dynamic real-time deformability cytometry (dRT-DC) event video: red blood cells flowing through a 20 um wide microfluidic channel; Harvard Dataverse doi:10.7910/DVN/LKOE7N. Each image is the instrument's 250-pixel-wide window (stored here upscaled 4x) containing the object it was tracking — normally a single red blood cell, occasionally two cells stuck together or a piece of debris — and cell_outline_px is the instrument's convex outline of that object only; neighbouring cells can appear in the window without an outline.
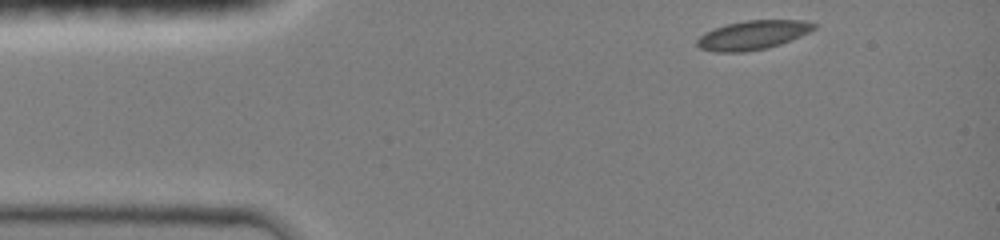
{"species": "common noctule bat (a hibernating species)", "species_latin": "Nyctalus noctula", "temperature_condition": "room temperature", "stored_images_in_passage": 14, "camera_frame_rate_fps": 3000, "um_per_image_px": 0.085, "animal": {"sex": "female", "body_mass_g": 19.0, "forearm_length_mm": 51.5}, "frame": {"image": 1, "passage_image": 1, "time_ms": 0.0, "image_size_px": [1000, 240], "cell_outline_px": [[816, 28], [800, 36], [780, 44], [768, 48], [744, 52], [716, 52], [700, 48], [696, 44], [696, 40], [704, 32], [712, 28], [728, 24], [748, 20], [804, 20], [816, 24]], "centroid_in_image_um": [63.96, 2.98], "position_along_channel_um": 21.0, "area_um2": 19.77}}
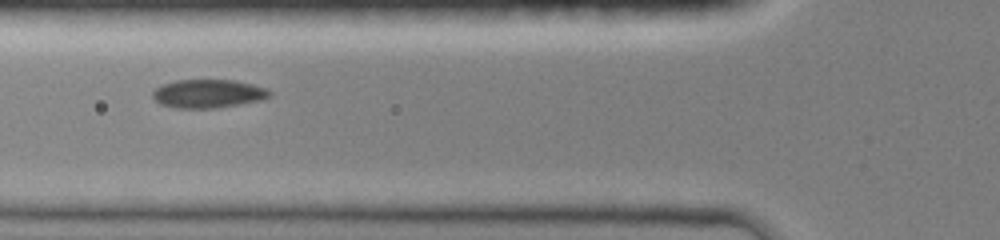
{"frame": {"image": 2, "passage_image": 10, "time_ms": 3.667, "image_size_px": [1000, 240], "cell_outline_px": [[272, 96], [260, 100], [212, 108], [176, 108], [160, 104], [152, 96], [152, 92], [156, 88], [164, 84], [176, 80], [236, 80], [268, 88], [272, 92]], "centroid_in_image_um": [17.71, 7.95], "position_along_channel_um": 108.1, "area_um2": 19.31}}
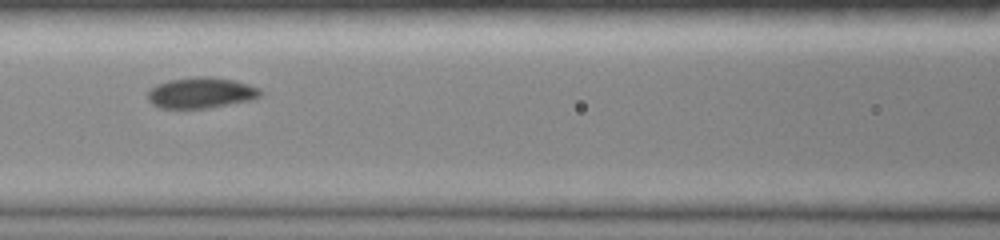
{"frame": {"image": 3, "passage_image": 12, "time_ms": 4.667, "image_size_px": [1000, 240], "cell_outline_px": [[264, 92], [260, 96], [248, 100], [208, 108], [160, 108], [152, 104], [148, 100], [148, 92], [156, 84], [168, 80], [196, 76], [208, 76], [236, 80], [260, 88]], "centroid_in_image_um": [17.08, 7.87], "position_along_channel_um": 149.5, "area_um2": 20.29}}